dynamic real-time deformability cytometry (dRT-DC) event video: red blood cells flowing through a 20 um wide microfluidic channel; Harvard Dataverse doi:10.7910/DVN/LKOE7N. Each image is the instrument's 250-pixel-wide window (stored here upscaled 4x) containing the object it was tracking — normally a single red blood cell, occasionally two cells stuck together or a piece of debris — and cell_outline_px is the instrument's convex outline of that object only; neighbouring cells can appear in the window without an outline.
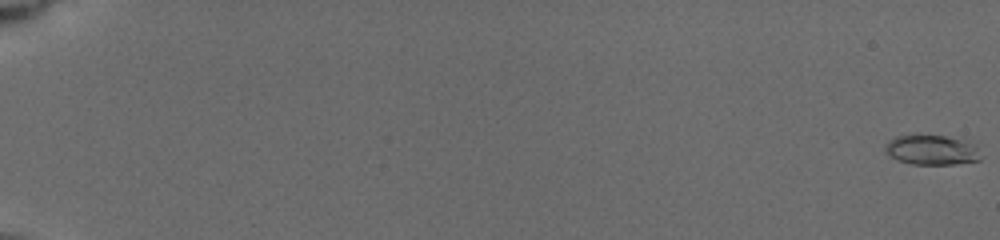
{"species": "common noctule bat (a hibernating species)", "species_latin": "Nyctalus noctula", "temperature_condition": "cold", "stored_images_in_passage": 84, "camera_frame_rate_fps": 3000, "um_per_image_px": 0.085, "animal": {"sex": "female", "body_mass_g": 19.5, "forearm_length_mm": 54.1}, "frame": {"image": 1, "passage_image": 1, "time_ms": 0.0, "image_size_px": [1000, 240], "cell_outline_px": [[980, 160], [952, 164], [912, 164], [896, 160], [884, 148], [884, 144], [888, 140], [896, 136], [944, 136], [972, 144], [976, 148]], "centroid_in_image_um": [79.12, 12.76], "position_along_channel_um": 5.9, "area_um2": 16.01}}
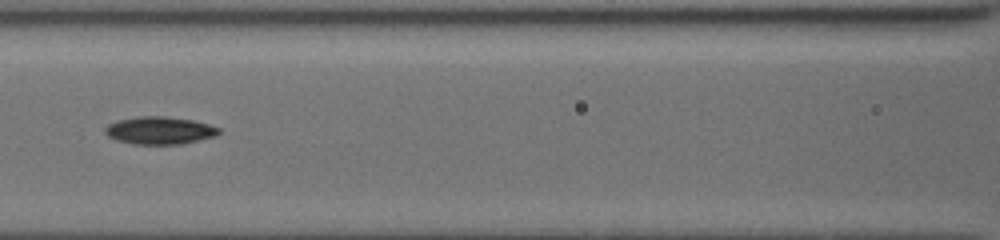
{"frame": {"image": 2, "passage_image": 65, "time_ms": 9.333, "image_size_px": [1000, 240], "cell_outline_px": [[220, 132], [216, 136], [180, 144], [136, 144], [116, 140], [108, 136], [104, 132], [104, 128], [108, 124], [120, 120], [136, 116], [168, 116], [196, 120], [220, 128]], "centroid_in_image_um": [13.58, 11.07], "position_along_channel_um": 153.0, "area_um2": 18.38}}
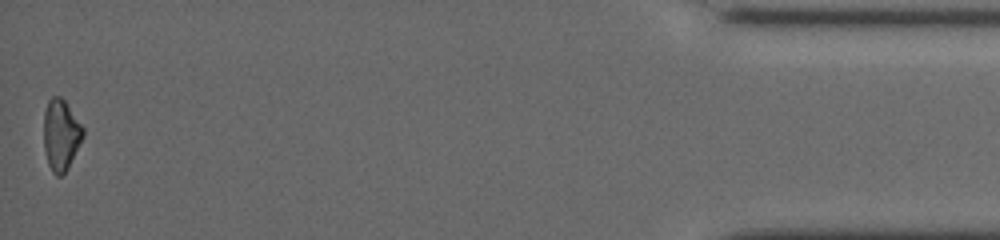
{"frame": {"image": 3, "passage_image": 84, "time_ms": 18.333, "image_size_px": [1000, 240], "cell_outline_px": [[84, 136], [68, 168], [60, 176], [56, 176], [52, 172], [48, 164], [44, 152], [44, 112], [48, 100], [52, 96], [60, 96], [64, 100], [84, 128]], "centroid_in_image_um": [5.17, 11.47], "position_along_channel_um": 430.0, "area_um2": 16.3}, "authors_computed_cell_mechanics": {"area_um2": 16.473, "velocity_mm_per_s": 3.9272, "shape_relaxation_time_tau1_ms": 2.2723, "shape_relaxation_time_tau2_ms": null, "deformation_change_tau1": 0.0991, "deformation_change_tau2": null}}